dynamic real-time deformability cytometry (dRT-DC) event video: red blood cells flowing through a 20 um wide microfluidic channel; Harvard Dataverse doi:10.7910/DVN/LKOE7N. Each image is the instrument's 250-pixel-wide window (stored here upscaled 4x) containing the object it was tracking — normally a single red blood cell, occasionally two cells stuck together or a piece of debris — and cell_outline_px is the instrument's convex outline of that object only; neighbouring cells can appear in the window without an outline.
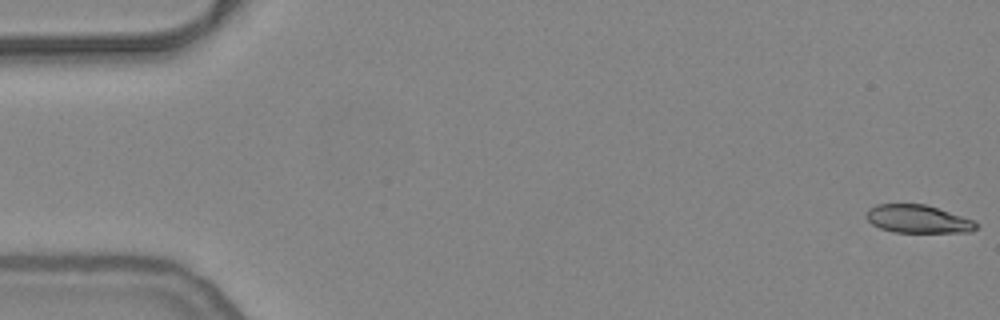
{"species": "common noctule bat (a hibernating species)", "species_latin": "Nyctalus noctula", "temperature_condition": "warm", "stored_images_in_passage": 49, "camera_frame_rate_fps": 3000, "um_per_image_px": 0.085, "animal": {"sex": "female", "body_mass_g": 24.6, "forearm_length_mm": 56.2}, "frame": {"image": 1, "passage_image": 1, "time_ms": 0.0, "image_size_px": [1000, 320], "cell_outline_px": [[980, 224], [972, 232], [892, 232], [880, 228], [872, 224], [864, 216], [868, 208], [876, 204], [924, 204], [972, 220]], "centroid_in_image_um": [77.97, 18.62], "position_along_channel_um": 7.0, "area_um2": 17.86}}
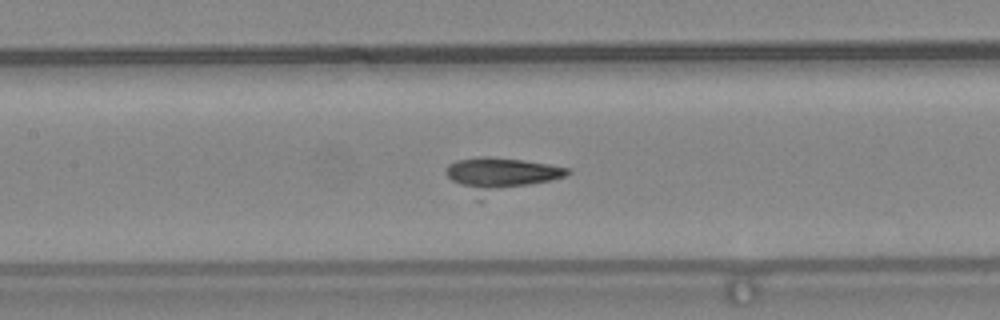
{"frame": {"image": 2, "passage_image": 25, "time_ms": 8.0, "image_size_px": [1000, 320], "cell_outline_px": [[572, 172], [564, 176], [552, 180], [480, 200], [476, 200], [452, 180], [444, 172], [448, 164], [456, 160], [484, 156], [488, 156], [524, 160], [548, 164], [568, 168]], "centroid_in_image_um": [42.5, 14.88], "position_along_channel_um": 164.9, "area_um2": 24.45}}
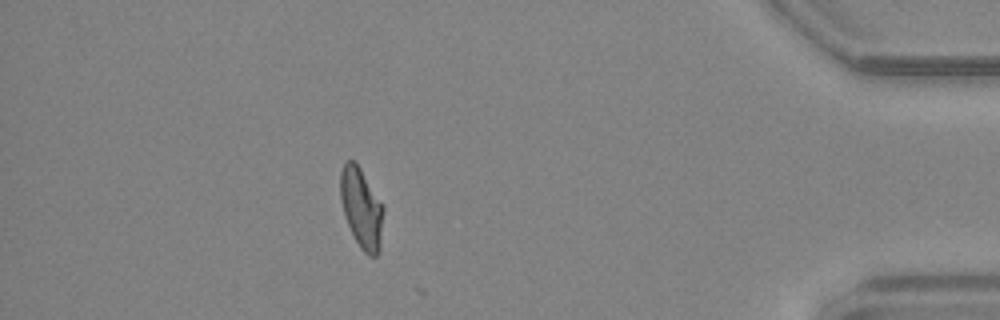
{"frame": {"image": 3, "passage_image": 48, "time_ms": 15.667, "image_size_px": [1000, 320], "cell_outline_px": [[384, 208], [380, 252], [376, 256], [368, 256], [360, 248], [344, 216], [340, 200], [340, 172], [344, 160], [352, 160], [360, 168]], "centroid_in_image_um": [30.71, 17.71], "position_along_channel_um": 404.5, "area_um2": 20.06}}